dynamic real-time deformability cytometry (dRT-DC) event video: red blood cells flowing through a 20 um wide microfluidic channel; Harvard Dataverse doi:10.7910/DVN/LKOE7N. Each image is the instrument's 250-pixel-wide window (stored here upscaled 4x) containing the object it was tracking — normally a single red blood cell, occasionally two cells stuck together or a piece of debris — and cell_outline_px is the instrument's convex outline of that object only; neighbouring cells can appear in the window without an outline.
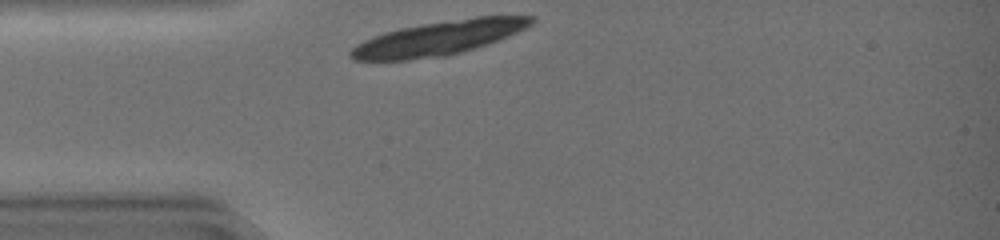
{"species": "common noctule bat (a hibernating species)", "species_latin": "Nyctalus noctula", "temperature_condition": "warm", "stored_images_in_passage": 28, "camera_frame_rate_fps": 3000, "um_per_image_px": 0.085, "animal": {"sex": "female", "body_mass_g": 19.0, "forearm_length_mm": 51.5}, "frame": {"image": 1, "passage_image": 1, "time_ms": 0.0, "image_size_px": [1000, 240], "cell_outline_px": [[536, 20], [532, 24], [516, 32], [488, 44], [460, 52], [444, 56], [408, 60], [352, 60], [348, 56], [348, 52], [356, 44], [372, 36], [384, 32], [400, 28], [424, 24], [476, 16], [536, 16]], "centroid_in_image_um": [37.25, 3.24], "position_along_channel_um": 47.8, "area_um2": 35.78}}
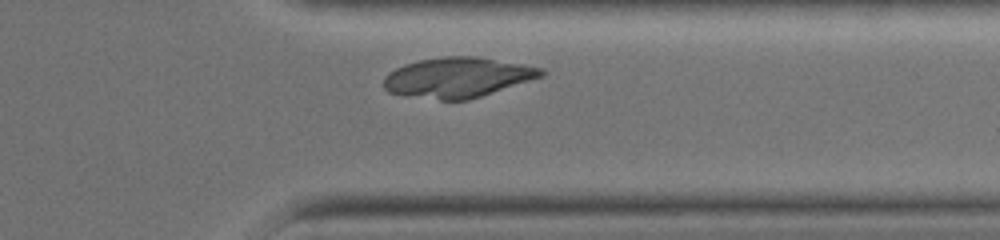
{"frame": {"image": 2, "passage_image": 25, "time_ms": 8.0, "image_size_px": [1000, 240], "cell_outline_px": [[548, 72], [544, 76], [468, 100], [440, 100], [404, 96], [388, 92], [384, 88], [384, 76], [388, 72], [404, 64], [420, 60], [444, 56], [476, 56], [544, 68]], "centroid_in_image_um": [38.89, 6.58], "position_along_channel_um": 372.5, "area_um2": 36.99}}